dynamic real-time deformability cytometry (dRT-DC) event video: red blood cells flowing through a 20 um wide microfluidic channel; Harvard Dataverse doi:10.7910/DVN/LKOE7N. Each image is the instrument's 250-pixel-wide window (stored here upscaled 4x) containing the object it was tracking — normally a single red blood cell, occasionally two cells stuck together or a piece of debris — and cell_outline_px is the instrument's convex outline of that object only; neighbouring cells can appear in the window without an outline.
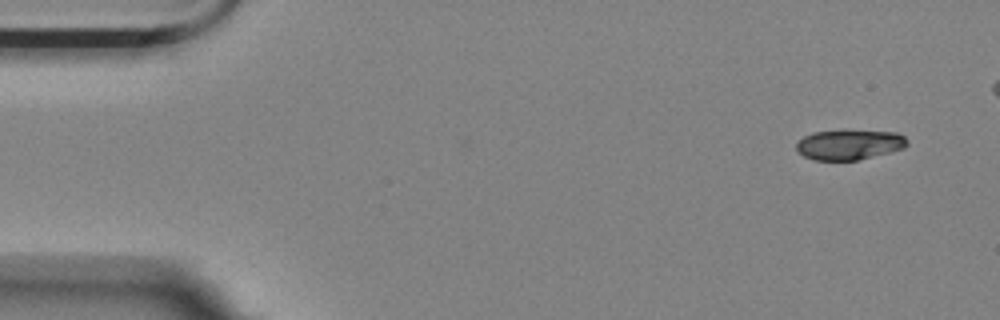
{"species": "Egyptian fruit bat (a non-hibernating species)", "species_latin": "Rousettus aegyptiacus", "temperature_condition": "room temperature", "stored_images_in_passage": 4, "camera_frame_rate_fps": 3000, "um_per_image_px": 0.085, "animal": {"sex": "female"}, "frame": {"image": 1, "passage_image": 1, "time_ms": 0.0, "image_size_px": [1000, 320], "cell_outline_px": [[908, 144], [904, 148], [856, 160], [812, 160], [804, 156], [796, 148], [796, 140], [812, 132], [844, 128], [896, 132], [904, 136], [908, 140]], "centroid_in_image_um": [72.16, 12.24], "position_along_channel_um": 12.8, "area_um2": 20.06}}